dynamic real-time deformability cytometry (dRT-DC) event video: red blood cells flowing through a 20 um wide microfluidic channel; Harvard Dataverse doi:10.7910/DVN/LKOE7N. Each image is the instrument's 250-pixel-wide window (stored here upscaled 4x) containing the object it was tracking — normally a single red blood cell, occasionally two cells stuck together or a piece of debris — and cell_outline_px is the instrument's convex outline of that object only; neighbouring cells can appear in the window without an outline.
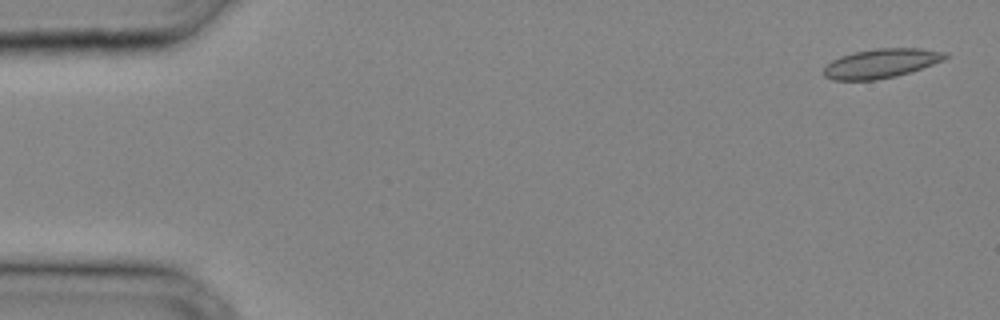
{"species": "common noctule bat (a hibernating species)", "species_latin": "Nyctalus noctula", "temperature_condition": "cold", "stored_images_in_passage": 31, "camera_frame_rate_fps": 3000, "um_per_image_px": 0.085, "animal": {"sex": "male", "body_mass_g": 20.4}, "frame": {"image": 1, "passage_image": 1, "time_ms": 0.0, "image_size_px": [1000, 320], "cell_outline_px": [[948, 56], [944, 60], [896, 76], [876, 80], [832, 80], [824, 76], [824, 68], [832, 60], [840, 56], [856, 52], [876, 48], [920, 48], [948, 52]], "centroid_in_image_um": [74.89, 5.38], "position_along_channel_um": 10.1, "area_um2": 20.58}}
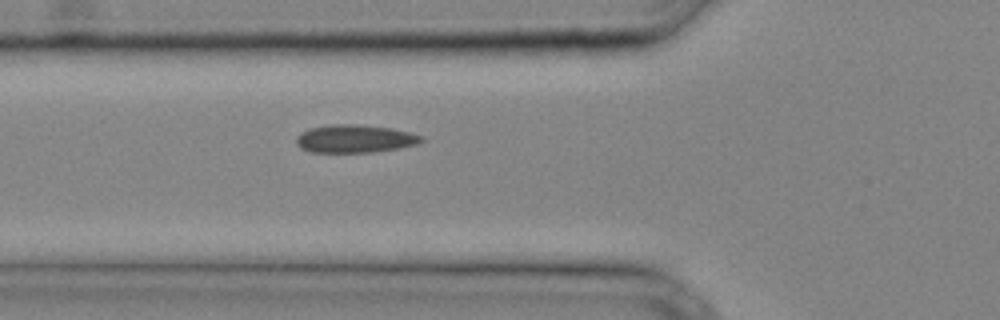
{"frame": {"image": 2, "passage_image": 12, "time_ms": 3.667, "image_size_px": [1000, 320], "cell_outline_px": [[424, 140], [416, 144], [400, 148], [372, 152], [312, 152], [300, 148], [296, 144], [296, 136], [300, 132], [308, 128], [332, 124], [352, 124], [392, 128], [424, 136]], "centroid_in_image_um": [30.13, 11.79], "position_along_channel_um": 95.7, "area_um2": 20.46}}
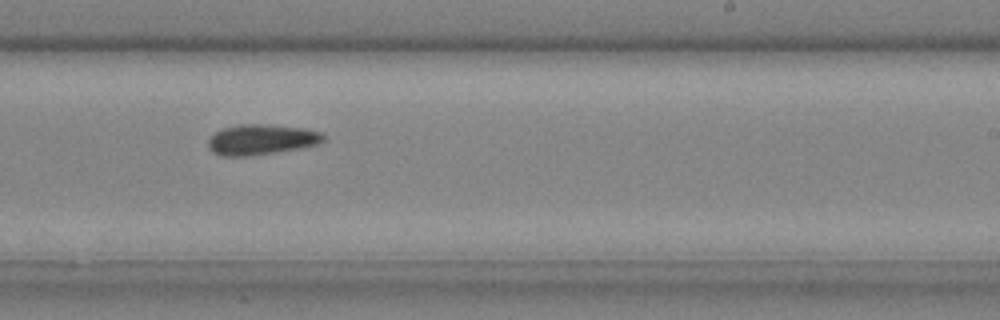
{"frame": {"image": 3, "passage_image": 21, "time_ms": 6.667, "image_size_px": [1000, 320], "cell_outline_px": [[324, 140], [320, 144], [276, 152], [252, 156], [220, 156], [212, 152], [208, 148], [208, 140], [216, 132], [224, 128], [240, 124], [260, 124], [300, 128], [320, 132], [324, 136]], "centroid_in_image_um": [22.18, 11.88], "position_along_channel_um": 266.8, "area_um2": 20.23}}